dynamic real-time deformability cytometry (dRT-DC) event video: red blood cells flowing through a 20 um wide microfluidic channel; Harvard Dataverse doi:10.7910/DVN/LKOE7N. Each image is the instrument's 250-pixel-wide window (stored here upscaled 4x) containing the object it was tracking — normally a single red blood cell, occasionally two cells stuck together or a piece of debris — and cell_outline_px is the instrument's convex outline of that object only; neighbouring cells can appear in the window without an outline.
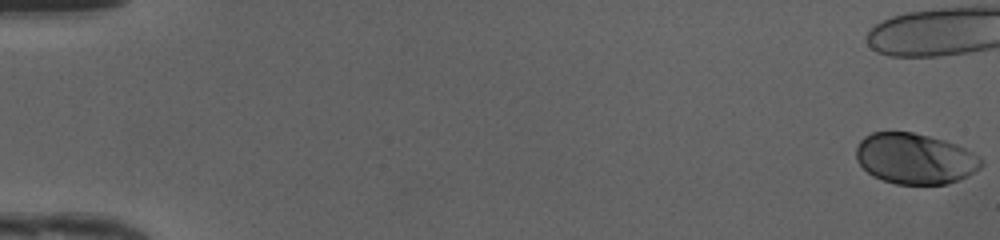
{"species": "human", "species_latin": "Homo sapiens", "temperature_condition": "cold", "stored_images_in_passage": 40, "camera_frame_rate_fps": 3000, "um_per_image_px": 0.085, "donor": {"sex": "female"}, "frame": {"image": 1, "passage_image": 1, "time_ms": 0.0, "image_size_px": [1000, 240], "cell_outline_px": [[984, 164], [980, 168], [968, 176], [948, 184], [896, 184], [872, 176], [856, 160], [856, 148], [860, 140], [864, 136], [872, 132], [912, 132], [944, 140], [956, 144], [980, 156], [984, 160]], "centroid_in_image_um": [77.79, 13.49], "position_along_channel_um": 7.2, "area_um2": 37.11}}